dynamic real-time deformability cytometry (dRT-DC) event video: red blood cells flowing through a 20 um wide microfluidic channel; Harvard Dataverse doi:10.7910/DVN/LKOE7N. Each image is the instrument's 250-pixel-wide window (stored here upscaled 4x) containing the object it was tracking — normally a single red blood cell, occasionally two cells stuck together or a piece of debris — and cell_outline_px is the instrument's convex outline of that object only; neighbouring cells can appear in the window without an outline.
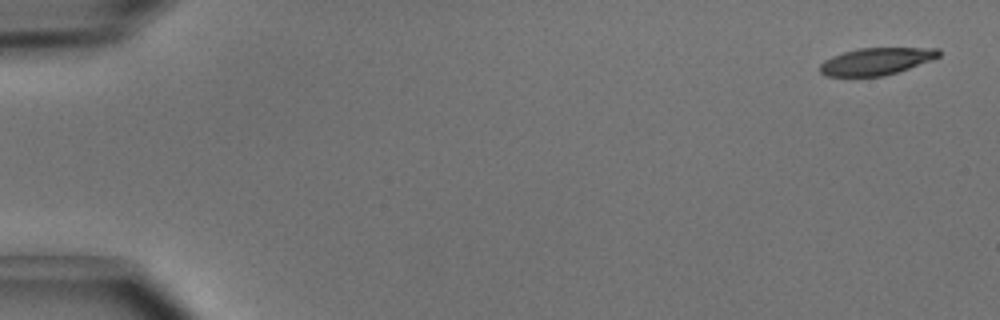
{"species": "common noctule bat (a hibernating species)", "species_latin": "Nyctalus noctula", "temperature_condition": "cold", "stored_images_in_passage": 7, "camera_frame_rate_fps": 3000, "um_per_image_px": 0.085, "animal": {"sex": "male", "body_mass_g": 15.6}, "frame": {"image": 1, "passage_image": 1, "time_ms": 0.0, "image_size_px": [1000, 320], "cell_outline_px": [[940, 56], [932, 60], [884, 76], [828, 76], [820, 72], [820, 64], [824, 60], [832, 56], [844, 52], [860, 48], [940, 48]], "centroid_in_image_um": [74.49, 5.21], "position_along_channel_um": 10.5, "area_um2": 18.61}}
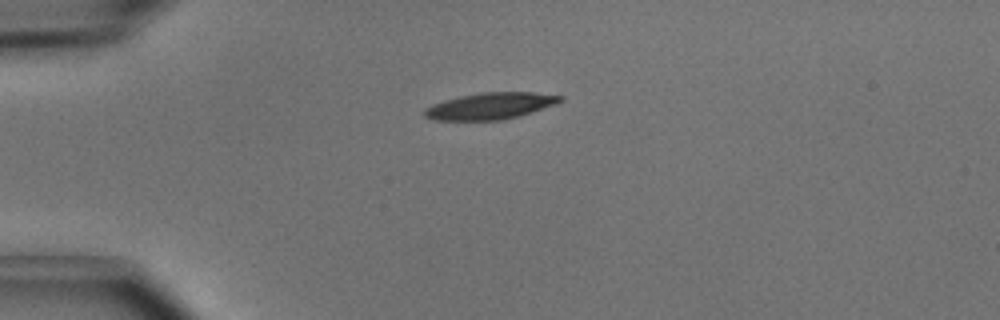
{"frame": {"image": 2, "passage_image": 4, "time_ms": 1.0, "image_size_px": [1000, 320], "cell_outline_px": [[564, 100], [556, 104], [504, 120], [432, 120], [424, 116], [424, 108], [432, 104], [444, 100], [460, 96], [480, 92], [536, 92], [564, 96]], "centroid_in_image_um": [41.67, 9.0], "position_along_channel_um": 43.3, "area_um2": 21.1}}
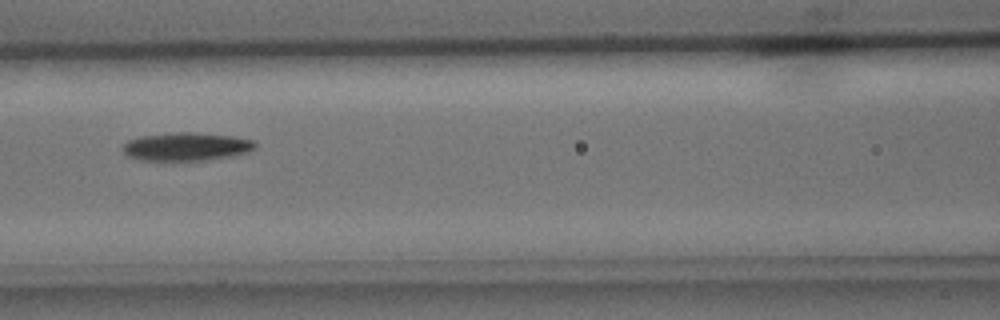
{"frame": {"image": 3, "passage_image": 7, "time_ms": 2.0, "image_size_px": [1000, 320], "cell_outline_px": [[256, 148], [248, 152], [232, 156], [204, 160], [140, 160], [124, 156], [124, 144], [128, 140], [140, 136], [172, 132], [192, 132], [232, 136], [256, 140]], "centroid_in_image_um": [15.85, 12.46], "position_along_channel_um": 150.8, "area_um2": 21.91}}